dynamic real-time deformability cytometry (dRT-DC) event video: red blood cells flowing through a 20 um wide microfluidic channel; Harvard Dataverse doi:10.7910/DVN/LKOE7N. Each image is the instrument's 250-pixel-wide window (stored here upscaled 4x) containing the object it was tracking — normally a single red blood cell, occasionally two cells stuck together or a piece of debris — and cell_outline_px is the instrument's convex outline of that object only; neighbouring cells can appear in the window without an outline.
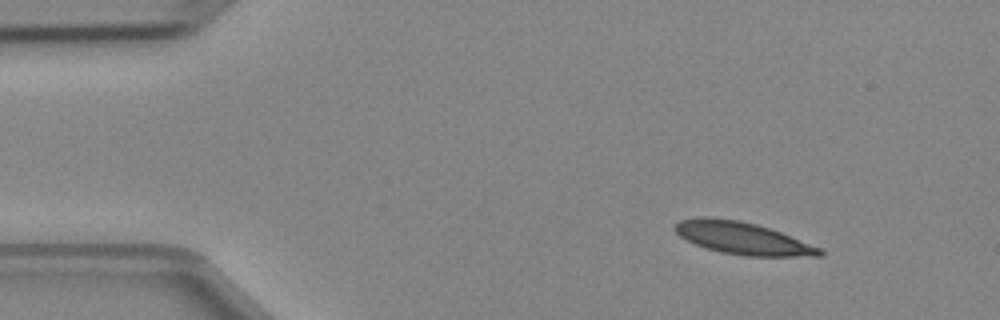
{"species": "Egyptian fruit bat (a non-hibernating species)", "species_latin": "Rousettus aegyptiacus", "temperature_condition": "cold", "stored_images_in_passage": 3, "camera_frame_rate_fps": 3000, "um_per_image_px": 0.085, "animal": {"sex": "female"}, "frame": {"image": 1, "passage_image": 1, "time_ms": 0.0, "image_size_px": [1000, 320], "cell_outline_px": [[824, 256], [748, 256], [720, 252], [704, 248], [680, 236], [672, 228], [680, 220], [700, 216], [708, 216], [740, 220], [756, 224], [780, 232], [820, 248], [824, 252]], "centroid_in_image_um": [63.08, 20.24], "position_along_channel_um": 21.9, "area_um2": 27.11}}